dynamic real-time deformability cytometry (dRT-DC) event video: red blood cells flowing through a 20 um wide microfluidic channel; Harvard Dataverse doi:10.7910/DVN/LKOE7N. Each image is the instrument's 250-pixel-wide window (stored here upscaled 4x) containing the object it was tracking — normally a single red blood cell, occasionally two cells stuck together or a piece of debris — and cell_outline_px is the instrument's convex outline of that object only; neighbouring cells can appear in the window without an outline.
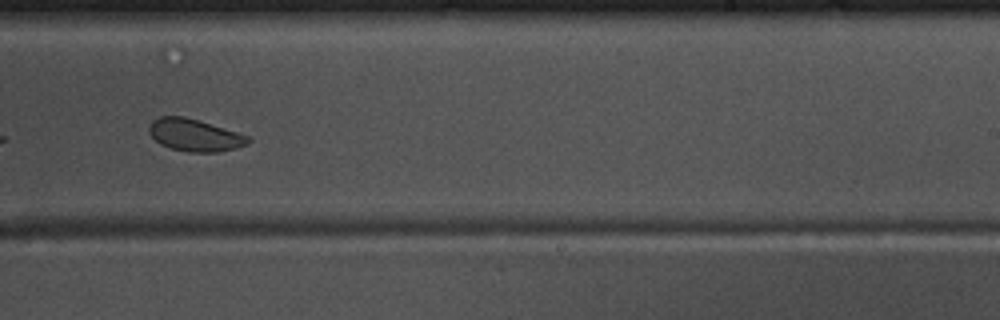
{"species": "common noctule bat (a hibernating species)", "species_latin": "Nyctalus noctula", "temperature_condition": "warm", "stored_images_in_passage": 20, "camera_frame_rate_fps": 3000, "um_per_image_px": 0.085, "animal": {"sex": "male", "body_mass_g": 17.5, "forearm_length_mm": 52.3}, "frame": {"image": 1, "passage_image": 17, "time_ms": 5.333, "image_size_px": [1000, 320], "cell_outline_px": [[252, 140], [248, 144], [236, 148], [216, 152], [188, 152], [172, 148], [160, 144], [148, 132], [148, 128], [152, 120], [160, 116], [184, 116], [200, 120], [248, 136]], "centroid_in_image_um": [16.54, 11.48], "position_along_channel_um": 272.5, "area_um2": 18.61}}